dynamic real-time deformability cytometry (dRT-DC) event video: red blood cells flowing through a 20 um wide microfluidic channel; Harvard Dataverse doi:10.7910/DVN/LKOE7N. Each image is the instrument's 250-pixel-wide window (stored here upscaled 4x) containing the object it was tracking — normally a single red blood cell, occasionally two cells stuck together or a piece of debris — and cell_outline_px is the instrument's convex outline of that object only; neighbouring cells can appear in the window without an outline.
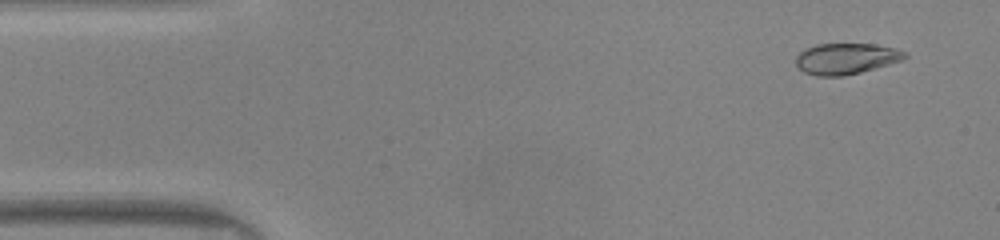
{"species": "common noctule bat (a hibernating species)", "species_latin": "Nyctalus noctula", "temperature_condition": "warm", "stored_images_in_passage": 48, "camera_frame_rate_fps": 3000, "um_per_image_px": 0.085, "animal": {"sex": "male", "body_mass_g": 20.0, "forearm_length_mm": 53.3}, "frame": {"image": 1, "passage_image": 3, "time_ms": 0.667, "image_size_px": [1000, 240], "cell_outline_px": [[908, 56], [900, 60], [888, 64], [860, 72], [844, 76], [816, 76], [804, 72], [796, 64], [796, 56], [800, 52], [816, 44], [872, 44], [896, 48], [908, 52]], "centroid_in_image_um": [71.92, 4.98], "position_along_channel_um": 13.1, "area_um2": 19.54}}
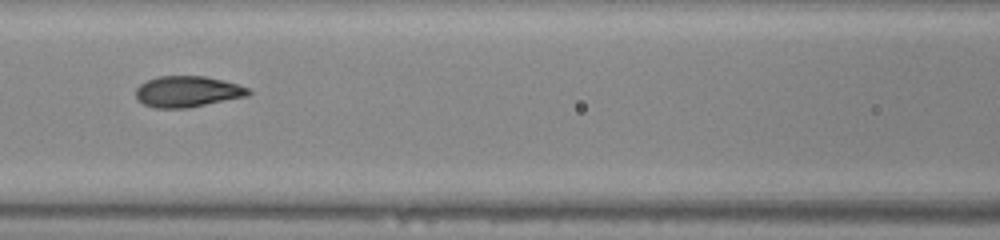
{"frame": {"image": 2, "passage_image": 20, "time_ms": 6.333, "image_size_px": [1000, 240], "cell_outline_px": [[252, 92], [248, 96], [188, 108], [152, 108], [144, 104], [136, 96], [136, 88], [140, 84], [148, 80], [160, 76], [204, 76], [236, 84], [248, 88]], "centroid_in_image_um": [15.93, 7.79], "position_along_channel_um": 150.7, "area_um2": 20.23}}
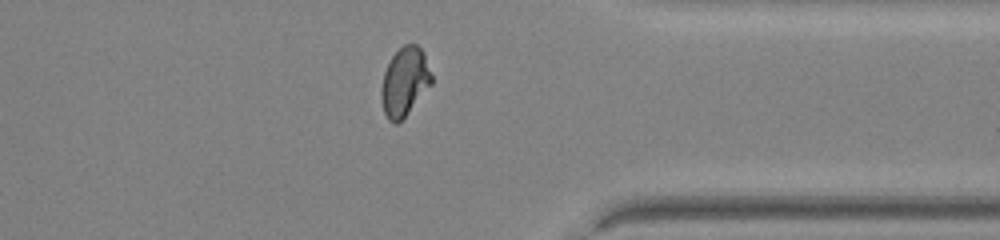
{"frame": {"image": 3, "passage_image": 37, "time_ms": 12.0, "image_size_px": [1000, 240], "cell_outline_px": [[432, 84], [404, 116], [396, 124], [388, 120], [384, 112], [380, 92], [384, 72], [392, 56], [404, 44], [416, 44], [424, 52], [432, 76]], "centroid_in_image_um": [34.39, 6.93], "position_along_channel_um": 377.0, "area_um2": 19.83}, "authors_computed_cell_mechanics": {"area_um2": 20.0566, "velocity_mm_per_s": 4.1653, "shape_relaxation_time_tau1_ms": 5.2041, "shape_relaxation_time_tau2_ms": null, "deformation_change_tau1": 0.2232, "deformation_change_tau2": null}}